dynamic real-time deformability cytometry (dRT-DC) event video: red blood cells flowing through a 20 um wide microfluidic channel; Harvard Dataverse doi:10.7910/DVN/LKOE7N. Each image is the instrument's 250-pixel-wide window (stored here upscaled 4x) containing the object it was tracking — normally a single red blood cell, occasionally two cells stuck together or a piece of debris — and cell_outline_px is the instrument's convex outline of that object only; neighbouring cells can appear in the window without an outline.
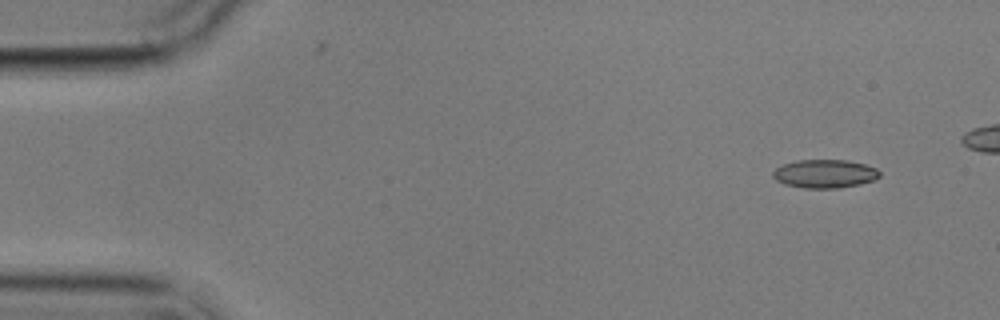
{"species": "common noctule bat (a hibernating species)", "species_latin": "Nyctalus noctula", "temperature_condition": "cold", "stored_images_in_passage": 6, "camera_frame_rate_fps": 3000, "um_per_image_px": 0.085, "animal": {"sex": "male", "body_mass_g": 17.9}, "frame": {"image": 1, "passage_image": 2, "time_ms": 1.0, "image_size_px": [1000, 320], "cell_outline_px": [[880, 176], [876, 180], [860, 184], [840, 188], [804, 188], [784, 184], [776, 180], [772, 176], [772, 172], [776, 168], [784, 164], [796, 160], [844, 160], [864, 164], [876, 168], [880, 172]], "centroid_in_image_um": [70.11, 14.77], "position_along_channel_um": 14.9, "area_um2": 17.74}}